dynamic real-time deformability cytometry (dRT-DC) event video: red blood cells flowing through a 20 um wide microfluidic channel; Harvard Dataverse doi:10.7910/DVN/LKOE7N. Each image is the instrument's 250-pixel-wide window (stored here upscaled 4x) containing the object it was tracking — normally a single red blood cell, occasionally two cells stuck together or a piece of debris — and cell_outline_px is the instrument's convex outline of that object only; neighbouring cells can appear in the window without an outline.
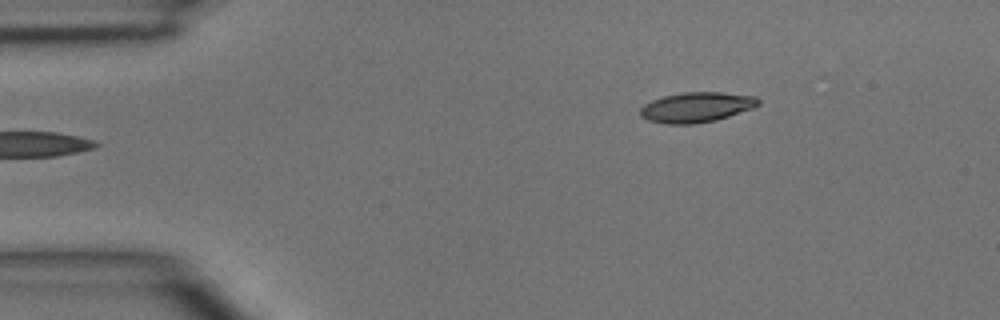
{"species": "common noctule bat (a hibernating species)", "species_latin": "Nyctalus noctula", "temperature_condition": "room temperature", "stored_images_in_passage": 4, "camera_frame_rate_fps": 3000, "um_per_image_px": 0.085, "animal": {"sex": "male", "body_mass_g": 15.6}, "frame": {"image": 1, "passage_image": 1, "time_ms": 0.0, "image_size_px": [1000, 320], "cell_outline_px": [[760, 104], [752, 108], [716, 120], [692, 124], [664, 124], [648, 120], [640, 116], [640, 108], [644, 104], [652, 100], [664, 96], [684, 92], [720, 92], [756, 96], [760, 100]], "centroid_in_image_um": [59.18, 9.11], "position_along_channel_um": 25.8, "area_um2": 20.69}}
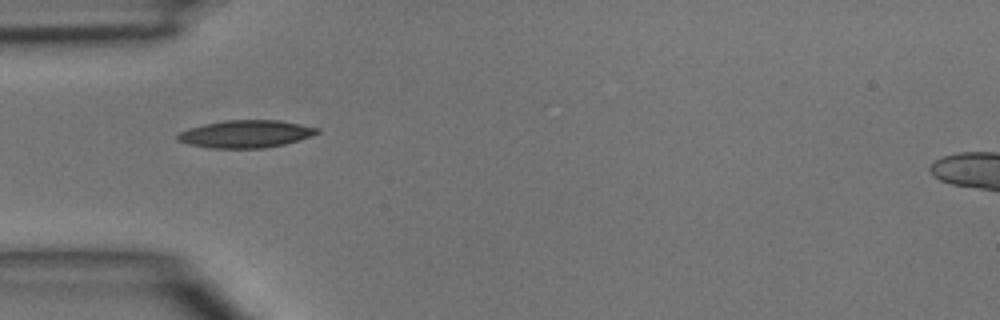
{"frame": {"image": 2, "passage_image": 3, "time_ms": 2.333, "image_size_px": [1000, 320], "cell_outline_px": [[320, 132], [300, 140], [284, 144], [264, 148], [208, 148], [188, 144], [176, 140], [176, 136], [180, 132], [188, 128], [204, 124], [224, 120], [280, 120], [320, 128]], "centroid_in_image_um": [20.88, 11.38], "position_along_channel_um": 64.1, "area_um2": 22.48}}